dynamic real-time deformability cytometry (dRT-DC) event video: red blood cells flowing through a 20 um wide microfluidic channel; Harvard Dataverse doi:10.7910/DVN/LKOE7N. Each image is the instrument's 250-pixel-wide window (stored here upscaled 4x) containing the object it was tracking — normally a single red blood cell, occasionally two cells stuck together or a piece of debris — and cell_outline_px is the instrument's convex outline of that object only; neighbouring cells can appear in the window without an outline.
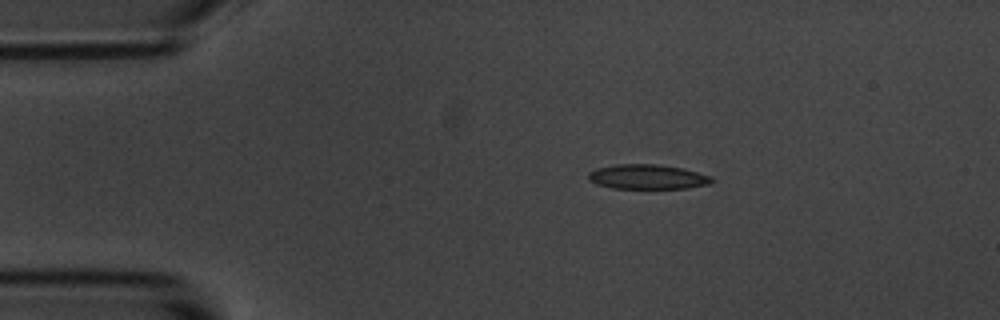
{"species": "common noctule bat (a hibernating species)", "species_latin": "Nyctalus noctula", "temperature_condition": "room temperature", "stored_images_in_passage": 5, "camera_frame_rate_fps": 3000, "um_per_image_px": 0.085, "animal": {"sex": "male", "body_mass_g": 20.1, "forearm_length_mm": 53.5}, "frame": {"image": 1, "passage_image": 2, "time_ms": 1.0, "image_size_px": [1000, 320], "cell_outline_px": [[712, 180], [708, 184], [688, 188], [612, 188], [596, 184], [588, 180], [588, 172], [596, 168], [616, 164], [656, 164], [680, 168], [712, 176]], "centroid_in_image_um": [54.97, 15.03], "position_along_channel_um": 30.0, "area_um2": 17.63}}